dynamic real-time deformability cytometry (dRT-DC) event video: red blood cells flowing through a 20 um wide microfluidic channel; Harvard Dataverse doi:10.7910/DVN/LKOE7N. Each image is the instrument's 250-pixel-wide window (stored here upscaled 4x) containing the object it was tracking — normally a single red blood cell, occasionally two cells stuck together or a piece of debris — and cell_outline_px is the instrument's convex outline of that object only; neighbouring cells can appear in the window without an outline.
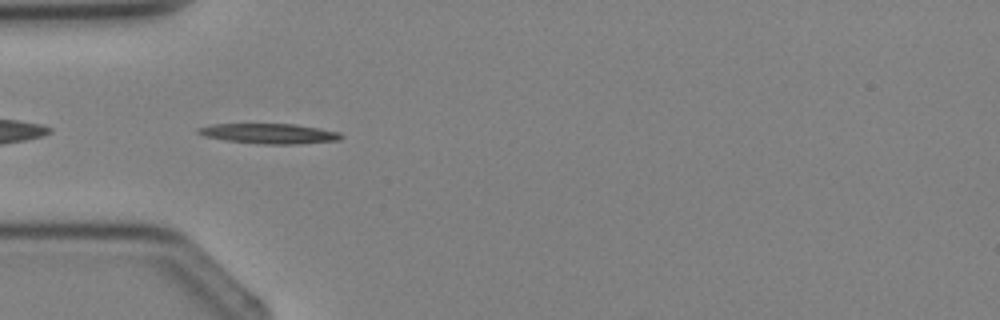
{"species": "Egyptian fruit bat (a non-hibernating species)", "species_latin": "Rousettus aegyptiacus", "temperature_condition": "cold", "stored_images_in_passage": 4, "camera_frame_rate_fps": 3000, "um_per_image_px": 0.085, "animal": {"sex": "female"}, "frame": {"image": 1, "passage_image": 4, "time_ms": 3.333, "image_size_px": [1000, 320], "cell_outline_px": [[344, 136], [340, 140], [300, 144], [264, 144], [228, 140], [204, 136], [196, 132], [196, 128], [212, 124], [296, 124], [320, 128], [340, 132]], "centroid_in_image_um": [22.93, 11.35], "position_along_channel_um": 62.1, "area_um2": 16.76}}